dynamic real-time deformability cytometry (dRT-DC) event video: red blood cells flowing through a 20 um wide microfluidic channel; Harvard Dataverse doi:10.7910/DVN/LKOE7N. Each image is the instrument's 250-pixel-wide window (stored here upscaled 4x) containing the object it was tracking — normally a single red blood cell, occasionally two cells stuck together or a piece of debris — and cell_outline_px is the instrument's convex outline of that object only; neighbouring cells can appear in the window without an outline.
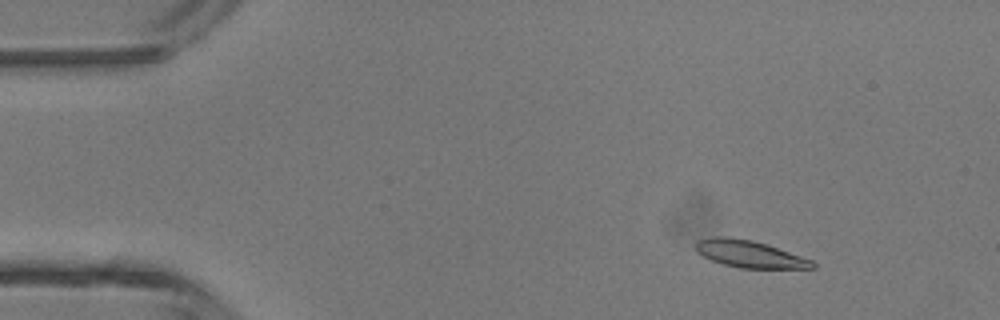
{"species": "common noctule bat (a hibernating species)", "species_latin": "Nyctalus noctula", "temperature_condition": "room temperature", "stored_images_in_passage": 14, "camera_frame_rate_fps": 3000, "um_per_image_px": 0.085, "animal": {"sex": "male", "body_mass_g": 13.3}, "frame": {"image": 1, "passage_image": 6, "time_ms": 1.667, "image_size_px": [1000, 320], "cell_outline_px": [[816, 268], [740, 268], [724, 264], [712, 260], [696, 252], [696, 240], [712, 236], [728, 236], [752, 240], [812, 260], [816, 264]], "centroid_in_image_um": [63.66, 21.58], "position_along_channel_um": 21.3, "area_um2": 18.21}}